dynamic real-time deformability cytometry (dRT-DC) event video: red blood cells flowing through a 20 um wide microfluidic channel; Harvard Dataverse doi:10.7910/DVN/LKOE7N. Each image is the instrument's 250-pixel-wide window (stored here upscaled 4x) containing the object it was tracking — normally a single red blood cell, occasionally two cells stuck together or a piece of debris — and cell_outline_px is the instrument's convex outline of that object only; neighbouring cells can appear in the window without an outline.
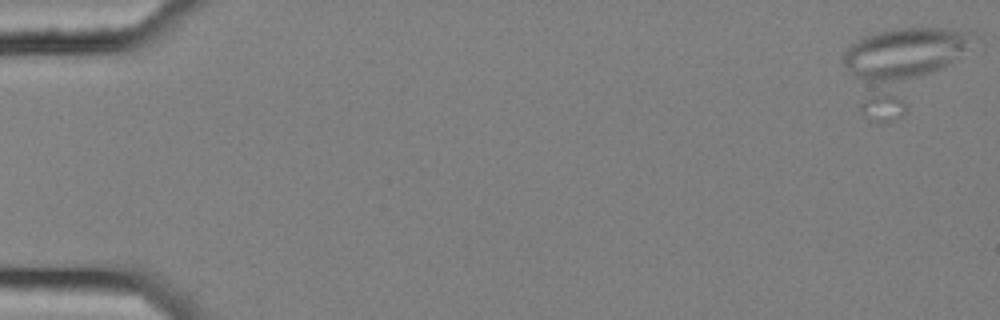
{"species": "common noctule bat (a hibernating species)", "species_latin": "Nyctalus noctula", "temperature_condition": "cold", "stored_images_in_passage": 5, "camera_frame_rate_fps": 3000, "um_per_image_px": 0.085, "animal": {"sex": "female", "body_mass_g": 25.1}, "frame": {"image": 1, "passage_image": 5, "time_ms": 1.333, "image_size_px": [1000, 320], "cell_outline_px": [[980, 36], [900, 116], [892, 120], [880, 124], [872, 120], [860, 108], [844, 64], [844, 52], [856, 40], [864, 36], [876, 32], [896, 28], [948, 28], [976, 32]], "centroid_in_image_um": [76.58, 5.65], "position_along_channel_um": 8.4, "area_um2": 57.16}}